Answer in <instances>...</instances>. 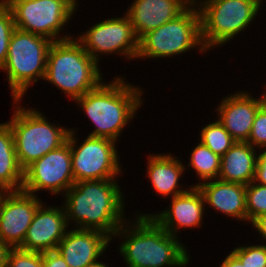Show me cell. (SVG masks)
Returning <instances> with one entry per match:
<instances>
[{
    "instance_id": "cell-1",
    "label": "cell",
    "mask_w": 266,
    "mask_h": 267,
    "mask_svg": "<svg viewBox=\"0 0 266 267\" xmlns=\"http://www.w3.org/2000/svg\"><path fill=\"white\" fill-rule=\"evenodd\" d=\"M113 180L75 182L66 191L67 221L68 218L74 219L75 222L77 220L80 224L79 229L97 230L109 237L127 233L128 230L123 228V220H121L123 218L121 190Z\"/></svg>"
},
{
    "instance_id": "cell-2",
    "label": "cell",
    "mask_w": 266,
    "mask_h": 267,
    "mask_svg": "<svg viewBox=\"0 0 266 267\" xmlns=\"http://www.w3.org/2000/svg\"><path fill=\"white\" fill-rule=\"evenodd\" d=\"M125 83L121 78L111 84L101 83L76 99L96 126L88 136L116 142L122 128L142 104L141 90Z\"/></svg>"
},
{
    "instance_id": "cell-3",
    "label": "cell",
    "mask_w": 266,
    "mask_h": 267,
    "mask_svg": "<svg viewBox=\"0 0 266 267\" xmlns=\"http://www.w3.org/2000/svg\"><path fill=\"white\" fill-rule=\"evenodd\" d=\"M97 62L79 41H54L47 53L44 79L76 100L101 84Z\"/></svg>"
},
{
    "instance_id": "cell-4",
    "label": "cell",
    "mask_w": 266,
    "mask_h": 267,
    "mask_svg": "<svg viewBox=\"0 0 266 267\" xmlns=\"http://www.w3.org/2000/svg\"><path fill=\"white\" fill-rule=\"evenodd\" d=\"M120 249L129 267L185 266L188 256L176 236L165 231L150 215L142 214Z\"/></svg>"
},
{
    "instance_id": "cell-5",
    "label": "cell",
    "mask_w": 266,
    "mask_h": 267,
    "mask_svg": "<svg viewBox=\"0 0 266 267\" xmlns=\"http://www.w3.org/2000/svg\"><path fill=\"white\" fill-rule=\"evenodd\" d=\"M53 41L42 35L15 29L11 35L4 66L15 102L24 96L31 82L45 77L49 47ZM35 77V78H34Z\"/></svg>"
},
{
    "instance_id": "cell-6",
    "label": "cell",
    "mask_w": 266,
    "mask_h": 267,
    "mask_svg": "<svg viewBox=\"0 0 266 267\" xmlns=\"http://www.w3.org/2000/svg\"><path fill=\"white\" fill-rule=\"evenodd\" d=\"M8 124L12 129L16 156L23 170L64 144L70 131L51 125L40 112L25 110L20 106Z\"/></svg>"
},
{
    "instance_id": "cell-7",
    "label": "cell",
    "mask_w": 266,
    "mask_h": 267,
    "mask_svg": "<svg viewBox=\"0 0 266 267\" xmlns=\"http://www.w3.org/2000/svg\"><path fill=\"white\" fill-rule=\"evenodd\" d=\"M260 0H206L199 10L206 49L231 40L244 30L260 8Z\"/></svg>"
},
{
    "instance_id": "cell-8",
    "label": "cell",
    "mask_w": 266,
    "mask_h": 267,
    "mask_svg": "<svg viewBox=\"0 0 266 267\" xmlns=\"http://www.w3.org/2000/svg\"><path fill=\"white\" fill-rule=\"evenodd\" d=\"M193 9L189 6L175 19L144 34L139 39L137 57H169L197 45L202 46V52L205 47L201 37V20L198 12L200 8Z\"/></svg>"
},
{
    "instance_id": "cell-9",
    "label": "cell",
    "mask_w": 266,
    "mask_h": 267,
    "mask_svg": "<svg viewBox=\"0 0 266 267\" xmlns=\"http://www.w3.org/2000/svg\"><path fill=\"white\" fill-rule=\"evenodd\" d=\"M2 3L11 9L17 29L50 37L53 42L71 38L65 36L58 40L55 36L71 18L76 7L75 0H15Z\"/></svg>"
},
{
    "instance_id": "cell-10",
    "label": "cell",
    "mask_w": 266,
    "mask_h": 267,
    "mask_svg": "<svg viewBox=\"0 0 266 267\" xmlns=\"http://www.w3.org/2000/svg\"><path fill=\"white\" fill-rule=\"evenodd\" d=\"M74 132L69 131L67 141L71 148V164L75 182L113 179L120 172L115 141L88 136L76 148ZM76 148V150H75Z\"/></svg>"
},
{
    "instance_id": "cell-11",
    "label": "cell",
    "mask_w": 266,
    "mask_h": 267,
    "mask_svg": "<svg viewBox=\"0 0 266 267\" xmlns=\"http://www.w3.org/2000/svg\"><path fill=\"white\" fill-rule=\"evenodd\" d=\"M74 183L71 148L70 143L66 141L24 170L21 190L34 195V192L46 189L56 194L61 190L67 191Z\"/></svg>"
},
{
    "instance_id": "cell-12",
    "label": "cell",
    "mask_w": 266,
    "mask_h": 267,
    "mask_svg": "<svg viewBox=\"0 0 266 267\" xmlns=\"http://www.w3.org/2000/svg\"><path fill=\"white\" fill-rule=\"evenodd\" d=\"M79 39L84 50L96 61V52L111 54L119 50L127 58H136L138 55L139 39L127 15L95 24Z\"/></svg>"
},
{
    "instance_id": "cell-13",
    "label": "cell",
    "mask_w": 266,
    "mask_h": 267,
    "mask_svg": "<svg viewBox=\"0 0 266 267\" xmlns=\"http://www.w3.org/2000/svg\"><path fill=\"white\" fill-rule=\"evenodd\" d=\"M35 196L20 190L8 191L0 198V238L10 248H18L24 241L33 216L41 205Z\"/></svg>"
},
{
    "instance_id": "cell-14",
    "label": "cell",
    "mask_w": 266,
    "mask_h": 267,
    "mask_svg": "<svg viewBox=\"0 0 266 267\" xmlns=\"http://www.w3.org/2000/svg\"><path fill=\"white\" fill-rule=\"evenodd\" d=\"M67 222L65 209L43 208L41 204L33 216L20 249L32 252L56 250L64 238Z\"/></svg>"
},
{
    "instance_id": "cell-15",
    "label": "cell",
    "mask_w": 266,
    "mask_h": 267,
    "mask_svg": "<svg viewBox=\"0 0 266 267\" xmlns=\"http://www.w3.org/2000/svg\"><path fill=\"white\" fill-rule=\"evenodd\" d=\"M194 0H135L127 16L138 39L175 19ZM187 5V6H186Z\"/></svg>"
},
{
    "instance_id": "cell-16",
    "label": "cell",
    "mask_w": 266,
    "mask_h": 267,
    "mask_svg": "<svg viewBox=\"0 0 266 267\" xmlns=\"http://www.w3.org/2000/svg\"><path fill=\"white\" fill-rule=\"evenodd\" d=\"M109 240L103 232L78 228L67 232L56 250L69 267H86L96 262Z\"/></svg>"
},
{
    "instance_id": "cell-17",
    "label": "cell",
    "mask_w": 266,
    "mask_h": 267,
    "mask_svg": "<svg viewBox=\"0 0 266 267\" xmlns=\"http://www.w3.org/2000/svg\"><path fill=\"white\" fill-rule=\"evenodd\" d=\"M262 105V99H254L248 93L228 96L218 106L219 122L236 142H247L255 115Z\"/></svg>"
},
{
    "instance_id": "cell-18",
    "label": "cell",
    "mask_w": 266,
    "mask_h": 267,
    "mask_svg": "<svg viewBox=\"0 0 266 267\" xmlns=\"http://www.w3.org/2000/svg\"><path fill=\"white\" fill-rule=\"evenodd\" d=\"M171 202L169 210H165L159 215H150L165 231L175 236L174 232H177L174 230L175 228L201 225L205 201L197 186L172 197Z\"/></svg>"
},
{
    "instance_id": "cell-19",
    "label": "cell",
    "mask_w": 266,
    "mask_h": 267,
    "mask_svg": "<svg viewBox=\"0 0 266 267\" xmlns=\"http://www.w3.org/2000/svg\"><path fill=\"white\" fill-rule=\"evenodd\" d=\"M197 186L201 191L204 201L209 205L239 219L247 220L246 213V185L240 183L226 182L223 180L199 183Z\"/></svg>"
},
{
    "instance_id": "cell-20",
    "label": "cell",
    "mask_w": 266,
    "mask_h": 267,
    "mask_svg": "<svg viewBox=\"0 0 266 267\" xmlns=\"http://www.w3.org/2000/svg\"><path fill=\"white\" fill-rule=\"evenodd\" d=\"M248 142L235 144L221 157L220 180L248 185L255 180L258 157Z\"/></svg>"
},
{
    "instance_id": "cell-21",
    "label": "cell",
    "mask_w": 266,
    "mask_h": 267,
    "mask_svg": "<svg viewBox=\"0 0 266 267\" xmlns=\"http://www.w3.org/2000/svg\"><path fill=\"white\" fill-rule=\"evenodd\" d=\"M23 180L24 170L16 156L12 129L8 123H2L0 124V189L5 193L20 191Z\"/></svg>"
},
{
    "instance_id": "cell-22",
    "label": "cell",
    "mask_w": 266,
    "mask_h": 267,
    "mask_svg": "<svg viewBox=\"0 0 266 267\" xmlns=\"http://www.w3.org/2000/svg\"><path fill=\"white\" fill-rule=\"evenodd\" d=\"M148 165V174L155 190L162 196L172 197L185 193L188 190L176 189L178 180L184 170V165L171 155H153L150 156Z\"/></svg>"
},
{
    "instance_id": "cell-23",
    "label": "cell",
    "mask_w": 266,
    "mask_h": 267,
    "mask_svg": "<svg viewBox=\"0 0 266 267\" xmlns=\"http://www.w3.org/2000/svg\"><path fill=\"white\" fill-rule=\"evenodd\" d=\"M190 159L189 166L192 165L201 179L206 181L212 178L217 179L221 169V157L213 153L207 146L200 142L193 150Z\"/></svg>"
},
{
    "instance_id": "cell-24",
    "label": "cell",
    "mask_w": 266,
    "mask_h": 267,
    "mask_svg": "<svg viewBox=\"0 0 266 267\" xmlns=\"http://www.w3.org/2000/svg\"><path fill=\"white\" fill-rule=\"evenodd\" d=\"M201 143L213 153L222 157L234 144L235 140L217 120L205 126L201 132Z\"/></svg>"
},
{
    "instance_id": "cell-25",
    "label": "cell",
    "mask_w": 266,
    "mask_h": 267,
    "mask_svg": "<svg viewBox=\"0 0 266 267\" xmlns=\"http://www.w3.org/2000/svg\"><path fill=\"white\" fill-rule=\"evenodd\" d=\"M253 183H256V181L254 180L246 185V213L247 220L251 222L266 213V186Z\"/></svg>"
},
{
    "instance_id": "cell-26",
    "label": "cell",
    "mask_w": 266,
    "mask_h": 267,
    "mask_svg": "<svg viewBox=\"0 0 266 267\" xmlns=\"http://www.w3.org/2000/svg\"><path fill=\"white\" fill-rule=\"evenodd\" d=\"M15 29L11 9L7 4L0 2V69L6 62L10 38Z\"/></svg>"
},
{
    "instance_id": "cell-27",
    "label": "cell",
    "mask_w": 266,
    "mask_h": 267,
    "mask_svg": "<svg viewBox=\"0 0 266 267\" xmlns=\"http://www.w3.org/2000/svg\"><path fill=\"white\" fill-rule=\"evenodd\" d=\"M6 267H43L42 253L10 248Z\"/></svg>"
},
{
    "instance_id": "cell-28",
    "label": "cell",
    "mask_w": 266,
    "mask_h": 267,
    "mask_svg": "<svg viewBox=\"0 0 266 267\" xmlns=\"http://www.w3.org/2000/svg\"><path fill=\"white\" fill-rule=\"evenodd\" d=\"M232 253L245 267H266V245L235 248Z\"/></svg>"
},
{
    "instance_id": "cell-29",
    "label": "cell",
    "mask_w": 266,
    "mask_h": 267,
    "mask_svg": "<svg viewBox=\"0 0 266 267\" xmlns=\"http://www.w3.org/2000/svg\"><path fill=\"white\" fill-rule=\"evenodd\" d=\"M247 142L252 145H258L266 148V106L262 105L254 118L252 129Z\"/></svg>"
},
{
    "instance_id": "cell-30",
    "label": "cell",
    "mask_w": 266,
    "mask_h": 267,
    "mask_svg": "<svg viewBox=\"0 0 266 267\" xmlns=\"http://www.w3.org/2000/svg\"><path fill=\"white\" fill-rule=\"evenodd\" d=\"M43 267H69L57 250L42 253Z\"/></svg>"
},
{
    "instance_id": "cell-31",
    "label": "cell",
    "mask_w": 266,
    "mask_h": 267,
    "mask_svg": "<svg viewBox=\"0 0 266 267\" xmlns=\"http://www.w3.org/2000/svg\"><path fill=\"white\" fill-rule=\"evenodd\" d=\"M255 181L266 186V150L258 155Z\"/></svg>"
},
{
    "instance_id": "cell-32",
    "label": "cell",
    "mask_w": 266,
    "mask_h": 267,
    "mask_svg": "<svg viewBox=\"0 0 266 267\" xmlns=\"http://www.w3.org/2000/svg\"><path fill=\"white\" fill-rule=\"evenodd\" d=\"M252 224L259 233L266 239V213L258 216L252 221Z\"/></svg>"
},
{
    "instance_id": "cell-33",
    "label": "cell",
    "mask_w": 266,
    "mask_h": 267,
    "mask_svg": "<svg viewBox=\"0 0 266 267\" xmlns=\"http://www.w3.org/2000/svg\"><path fill=\"white\" fill-rule=\"evenodd\" d=\"M220 267H245L241 261L231 252L222 262Z\"/></svg>"
},
{
    "instance_id": "cell-34",
    "label": "cell",
    "mask_w": 266,
    "mask_h": 267,
    "mask_svg": "<svg viewBox=\"0 0 266 267\" xmlns=\"http://www.w3.org/2000/svg\"><path fill=\"white\" fill-rule=\"evenodd\" d=\"M10 250V247L6 245L0 238V267H6L7 264V255Z\"/></svg>"
},
{
    "instance_id": "cell-35",
    "label": "cell",
    "mask_w": 266,
    "mask_h": 267,
    "mask_svg": "<svg viewBox=\"0 0 266 267\" xmlns=\"http://www.w3.org/2000/svg\"><path fill=\"white\" fill-rule=\"evenodd\" d=\"M86 267H107V266L97 261V262L87 265Z\"/></svg>"
},
{
    "instance_id": "cell-36",
    "label": "cell",
    "mask_w": 266,
    "mask_h": 267,
    "mask_svg": "<svg viewBox=\"0 0 266 267\" xmlns=\"http://www.w3.org/2000/svg\"><path fill=\"white\" fill-rule=\"evenodd\" d=\"M263 105L266 106V94L261 97Z\"/></svg>"
},
{
    "instance_id": "cell-37",
    "label": "cell",
    "mask_w": 266,
    "mask_h": 267,
    "mask_svg": "<svg viewBox=\"0 0 266 267\" xmlns=\"http://www.w3.org/2000/svg\"><path fill=\"white\" fill-rule=\"evenodd\" d=\"M2 193H4V191H1V189H0V198H1V196H2Z\"/></svg>"
}]
</instances>
